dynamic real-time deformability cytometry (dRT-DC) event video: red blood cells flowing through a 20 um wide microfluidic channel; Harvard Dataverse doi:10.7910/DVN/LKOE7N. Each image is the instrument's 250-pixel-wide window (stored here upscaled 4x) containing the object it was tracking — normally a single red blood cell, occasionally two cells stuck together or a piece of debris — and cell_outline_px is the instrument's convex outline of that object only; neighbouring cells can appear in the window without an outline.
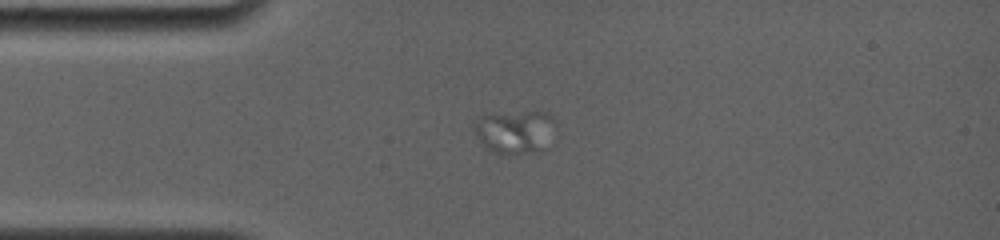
{"species": "common noctule bat (a hibernating species)", "species_latin": "Nyctalus noctula", "temperature_condition": "room temperature", "stored_images_in_passage": 5, "camera_frame_rate_fps": 4000, "um_per_image_px": 0.085, "animal": {"sex": "female", "body_mass_g": 19.0, "forearm_length_mm": 56.7}, "frame": {"image": 1, "passage_image": 1, "time_ms": 0.0, "image_size_px": [1000, 240], "cell_outline_px": [[556, 124], [548, 148], [540, 152], [504, 156], [492, 152], [480, 144], [476, 132], [476, 116], [492, 112], [548, 112], [556, 120]], "centroid_in_image_um": [43.8, 11.22], "position_along_channel_um": 41.2, "area_um2": 21.56}}
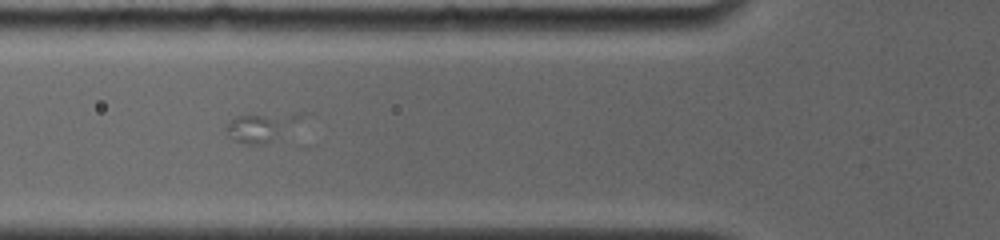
{"frame": {"image": 2, "passage_image": 4, "time_ms": 2.25, "image_size_px": [1000, 240], "cell_outline_px": [[312, 112], [264, 144], [248, 144], [236, 140], [228, 136], [224, 132], [228, 124], [236, 116], [296, 112]], "centroid_in_image_um": [22.23, 10.75], "position_along_channel_um": 103.6, "area_um2": 12.2}}
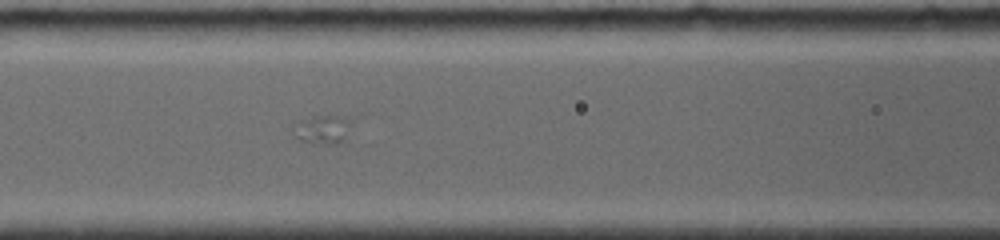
{"frame": {"image": 3, "passage_image": 5, "time_ms": 3.25, "image_size_px": [1000, 240], "cell_outline_px": [[356, 116], [344, 140], [336, 144], [300, 140], [292, 136], [292, 124], [296, 120], [316, 116]], "centroid_in_image_um": [27.43, 10.94], "position_along_channel_um": 139.2, "area_um2": 10.12}}